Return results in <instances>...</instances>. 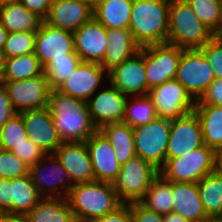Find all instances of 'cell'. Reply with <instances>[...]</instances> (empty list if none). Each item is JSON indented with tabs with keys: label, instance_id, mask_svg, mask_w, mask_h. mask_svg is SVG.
Listing matches in <instances>:
<instances>
[{
	"label": "cell",
	"instance_id": "cell-25",
	"mask_svg": "<svg viewBox=\"0 0 222 222\" xmlns=\"http://www.w3.org/2000/svg\"><path fill=\"white\" fill-rule=\"evenodd\" d=\"M43 19L24 5L7 4L0 7V24L8 32H37Z\"/></svg>",
	"mask_w": 222,
	"mask_h": 222
},
{
	"label": "cell",
	"instance_id": "cell-7",
	"mask_svg": "<svg viewBox=\"0 0 222 222\" xmlns=\"http://www.w3.org/2000/svg\"><path fill=\"white\" fill-rule=\"evenodd\" d=\"M132 129L136 156L160 170L166 162L170 119L158 117L146 125Z\"/></svg>",
	"mask_w": 222,
	"mask_h": 222
},
{
	"label": "cell",
	"instance_id": "cell-38",
	"mask_svg": "<svg viewBox=\"0 0 222 222\" xmlns=\"http://www.w3.org/2000/svg\"><path fill=\"white\" fill-rule=\"evenodd\" d=\"M81 63L80 58H58L51 61L44 72L51 89H56Z\"/></svg>",
	"mask_w": 222,
	"mask_h": 222
},
{
	"label": "cell",
	"instance_id": "cell-11",
	"mask_svg": "<svg viewBox=\"0 0 222 222\" xmlns=\"http://www.w3.org/2000/svg\"><path fill=\"white\" fill-rule=\"evenodd\" d=\"M13 108L17 113L47 107L50 93L45 72L19 81H3Z\"/></svg>",
	"mask_w": 222,
	"mask_h": 222
},
{
	"label": "cell",
	"instance_id": "cell-37",
	"mask_svg": "<svg viewBox=\"0 0 222 222\" xmlns=\"http://www.w3.org/2000/svg\"><path fill=\"white\" fill-rule=\"evenodd\" d=\"M37 32L8 33L5 46L2 50L3 58H11L34 53L35 36Z\"/></svg>",
	"mask_w": 222,
	"mask_h": 222
},
{
	"label": "cell",
	"instance_id": "cell-23",
	"mask_svg": "<svg viewBox=\"0 0 222 222\" xmlns=\"http://www.w3.org/2000/svg\"><path fill=\"white\" fill-rule=\"evenodd\" d=\"M173 213L189 222H208L197 183L172 182Z\"/></svg>",
	"mask_w": 222,
	"mask_h": 222
},
{
	"label": "cell",
	"instance_id": "cell-50",
	"mask_svg": "<svg viewBox=\"0 0 222 222\" xmlns=\"http://www.w3.org/2000/svg\"><path fill=\"white\" fill-rule=\"evenodd\" d=\"M215 171L222 175V148L216 150Z\"/></svg>",
	"mask_w": 222,
	"mask_h": 222
},
{
	"label": "cell",
	"instance_id": "cell-22",
	"mask_svg": "<svg viewBox=\"0 0 222 222\" xmlns=\"http://www.w3.org/2000/svg\"><path fill=\"white\" fill-rule=\"evenodd\" d=\"M92 18L93 10L82 0H52L44 22L73 33Z\"/></svg>",
	"mask_w": 222,
	"mask_h": 222
},
{
	"label": "cell",
	"instance_id": "cell-4",
	"mask_svg": "<svg viewBox=\"0 0 222 222\" xmlns=\"http://www.w3.org/2000/svg\"><path fill=\"white\" fill-rule=\"evenodd\" d=\"M213 37L186 0H170L167 43L184 50L201 49Z\"/></svg>",
	"mask_w": 222,
	"mask_h": 222
},
{
	"label": "cell",
	"instance_id": "cell-29",
	"mask_svg": "<svg viewBox=\"0 0 222 222\" xmlns=\"http://www.w3.org/2000/svg\"><path fill=\"white\" fill-rule=\"evenodd\" d=\"M133 0H105L94 11L93 18L106 29L128 28Z\"/></svg>",
	"mask_w": 222,
	"mask_h": 222
},
{
	"label": "cell",
	"instance_id": "cell-5",
	"mask_svg": "<svg viewBox=\"0 0 222 222\" xmlns=\"http://www.w3.org/2000/svg\"><path fill=\"white\" fill-rule=\"evenodd\" d=\"M215 157L216 151L204 144L180 157L166 158L159 174L171 182L198 183L215 171Z\"/></svg>",
	"mask_w": 222,
	"mask_h": 222
},
{
	"label": "cell",
	"instance_id": "cell-43",
	"mask_svg": "<svg viewBox=\"0 0 222 222\" xmlns=\"http://www.w3.org/2000/svg\"><path fill=\"white\" fill-rule=\"evenodd\" d=\"M196 105L222 106V79H215L204 95L196 101Z\"/></svg>",
	"mask_w": 222,
	"mask_h": 222
},
{
	"label": "cell",
	"instance_id": "cell-19",
	"mask_svg": "<svg viewBox=\"0 0 222 222\" xmlns=\"http://www.w3.org/2000/svg\"><path fill=\"white\" fill-rule=\"evenodd\" d=\"M107 29L94 18L73 32L74 49L82 62L101 64L106 56Z\"/></svg>",
	"mask_w": 222,
	"mask_h": 222
},
{
	"label": "cell",
	"instance_id": "cell-31",
	"mask_svg": "<svg viewBox=\"0 0 222 222\" xmlns=\"http://www.w3.org/2000/svg\"><path fill=\"white\" fill-rule=\"evenodd\" d=\"M172 182L158 174L140 203L160 215L173 212Z\"/></svg>",
	"mask_w": 222,
	"mask_h": 222
},
{
	"label": "cell",
	"instance_id": "cell-2",
	"mask_svg": "<svg viewBox=\"0 0 222 222\" xmlns=\"http://www.w3.org/2000/svg\"><path fill=\"white\" fill-rule=\"evenodd\" d=\"M170 0H133L128 29L140 46L168 41Z\"/></svg>",
	"mask_w": 222,
	"mask_h": 222
},
{
	"label": "cell",
	"instance_id": "cell-55",
	"mask_svg": "<svg viewBox=\"0 0 222 222\" xmlns=\"http://www.w3.org/2000/svg\"><path fill=\"white\" fill-rule=\"evenodd\" d=\"M3 63H4V58L2 52H0V73H2L3 71Z\"/></svg>",
	"mask_w": 222,
	"mask_h": 222
},
{
	"label": "cell",
	"instance_id": "cell-35",
	"mask_svg": "<svg viewBox=\"0 0 222 222\" xmlns=\"http://www.w3.org/2000/svg\"><path fill=\"white\" fill-rule=\"evenodd\" d=\"M199 20L213 33L222 25V8L218 0H186Z\"/></svg>",
	"mask_w": 222,
	"mask_h": 222
},
{
	"label": "cell",
	"instance_id": "cell-30",
	"mask_svg": "<svg viewBox=\"0 0 222 222\" xmlns=\"http://www.w3.org/2000/svg\"><path fill=\"white\" fill-rule=\"evenodd\" d=\"M43 198L34 185L30 174L11 179L13 214L25 216Z\"/></svg>",
	"mask_w": 222,
	"mask_h": 222
},
{
	"label": "cell",
	"instance_id": "cell-56",
	"mask_svg": "<svg viewBox=\"0 0 222 222\" xmlns=\"http://www.w3.org/2000/svg\"><path fill=\"white\" fill-rule=\"evenodd\" d=\"M3 86V76L2 73H0V88Z\"/></svg>",
	"mask_w": 222,
	"mask_h": 222
},
{
	"label": "cell",
	"instance_id": "cell-28",
	"mask_svg": "<svg viewBox=\"0 0 222 222\" xmlns=\"http://www.w3.org/2000/svg\"><path fill=\"white\" fill-rule=\"evenodd\" d=\"M201 127L204 144L213 150L222 148V106L195 105Z\"/></svg>",
	"mask_w": 222,
	"mask_h": 222
},
{
	"label": "cell",
	"instance_id": "cell-54",
	"mask_svg": "<svg viewBox=\"0 0 222 222\" xmlns=\"http://www.w3.org/2000/svg\"><path fill=\"white\" fill-rule=\"evenodd\" d=\"M214 38L217 39L222 44V25L220 28L214 33Z\"/></svg>",
	"mask_w": 222,
	"mask_h": 222
},
{
	"label": "cell",
	"instance_id": "cell-48",
	"mask_svg": "<svg viewBox=\"0 0 222 222\" xmlns=\"http://www.w3.org/2000/svg\"><path fill=\"white\" fill-rule=\"evenodd\" d=\"M0 222H27L25 216L14 215V214H2Z\"/></svg>",
	"mask_w": 222,
	"mask_h": 222
},
{
	"label": "cell",
	"instance_id": "cell-36",
	"mask_svg": "<svg viewBox=\"0 0 222 222\" xmlns=\"http://www.w3.org/2000/svg\"><path fill=\"white\" fill-rule=\"evenodd\" d=\"M27 137L23 118L20 113H17L0 128V148L12 151Z\"/></svg>",
	"mask_w": 222,
	"mask_h": 222
},
{
	"label": "cell",
	"instance_id": "cell-15",
	"mask_svg": "<svg viewBox=\"0 0 222 222\" xmlns=\"http://www.w3.org/2000/svg\"><path fill=\"white\" fill-rule=\"evenodd\" d=\"M204 145L202 127L195 111L170 120L166 158H177Z\"/></svg>",
	"mask_w": 222,
	"mask_h": 222
},
{
	"label": "cell",
	"instance_id": "cell-46",
	"mask_svg": "<svg viewBox=\"0 0 222 222\" xmlns=\"http://www.w3.org/2000/svg\"><path fill=\"white\" fill-rule=\"evenodd\" d=\"M17 112L12 106L4 86L0 88V128L6 124Z\"/></svg>",
	"mask_w": 222,
	"mask_h": 222
},
{
	"label": "cell",
	"instance_id": "cell-10",
	"mask_svg": "<svg viewBox=\"0 0 222 222\" xmlns=\"http://www.w3.org/2000/svg\"><path fill=\"white\" fill-rule=\"evenodd\" d=\"M183 50L169 43L145 46L148 92L150 89L176 77Z\"/></svg>",
	"mask_w": 222,
	"mask_h": 222
},
{
	"label": "cell",
	"instance_id": "cell-26",
	"mask_svg": "<svg viewBox=\"0 0 222 222\" xmlns=\"http://www.w3.org/2000/svg\"><path fill=\"white\" fill-rule=\"evenodd\" d=\"M27 222H74L75 216L66 198L43 197L25 215Z\"/></svg>",
	"mask_w": 222,
	"mask_h": 222
},
{
	"label": "cell",
	"instance_id": "cell-42",
	"mask_svg": "<svg viewBox=\"0 0 222 222\" xmlns=\"http://www.w3.org/2000/svg\"><path fill=\"white\" fill-rule=\"evenodd\" d=\"M132 222H163V215L147 209L140 202L130 203Z\"/></svg>",
	"mask_w": 222,
	"mask_h": 222
},
{
	"label": "cell",
	"instance_id": "cell-33",
	"mask_svg": "<svg viewBox=\"0 0 222 222\" xmlns=\"http://www.w3.org/2000/svg\"><path fill=\"white\" fill-rule=\"evenodd\" d=\"M44 73V68L34 53L4 59L3 81H19Z\"/></svg>",
	"mask_w": 222,
	"mask_h": 222
},
{
	"label": "cell",
	"instance_id": "cell-44",
	"mask_svg": "<svg viewBox=\"0 0 222 222\" xmlns=\"http://www.w3.org/2000/svg\"><path fill=\"white\" fill-rule=\"evenodd\" d=\"M92 222H132L130 203H122L114 211L91 220Z\"/></svg>",
	"mask_w": 222,
	"mask_h": 222
},
{
	"label": "cell",
	"instance_id": "cell-20",
	"mask_svg": "<svg viewBox=\"0 0 222 222\" xmlns=\"http://www.w3.org/2000/svg\"><path fill=\"white\" fill-rule=\"evenodd\" d=\"M127 96L110 84L107 89L93 95L88 101L92 122L97 130L107 124L123 122Z\"/></svg>",
	"mask_w": 222,
	"mask_h": 222
},
{
	"label": "cell",
	"instance_id": "cell-52",
	"mask_svg": "<svg viewBox=\"0 0 222 222\" xmlns=\"http://www.w3.org/2000/svg\"><path fill=\"white\" fill-rule=\"evenodd\" d=\"M91 10H95L105 0H82Z\"/></svg>",
	"mask_w": 222,
	"mask_h": 222
},
{
	"label": "cell",
	"instance_id": "cell-51",
	"mask_svg": "<svg viewBox=\"0 0 222 222\" xmlns=\"http://www.w3.org/2000/svg\"><path fill=\"white\" fill-rule=\"evenodd\" d=\"M8 32L0 24V52H2L7 40Z\"/></svg>",
	"mask_w": 222,
	"mask_h": 222
},
{
	"label": "cell",
	"instance_id": "cell-27",
	"mask_svg": "<svg viewBox=\"0 0 222 222\" xmlns=\"http://www.w3.org/2000/svg\"><path fill=\"white\" fill-rule=\"evenodd\" d=\"M109 140L120 165L136 156L133 129L125 122L107 124L99 129Z\"/></svg>",
	"mask_w": 222,
	"mask_h": 222
},
{
	"label": "cell",
	"instance_id": "cell-53",
	"mask_svg": "<svg viewBox=\"0 0 222 222\" xmlns=\"http://www.w3.org/2000/svg\"><path fill=\"white\" fill-rule=\"evenodd\" d=\"M21 0H0V7L7 4H19Z\"/></svg>",
	"mask_w": 222,
	"mask_h": 222
},
{
	"label": "cell",
	"instance_id": "cell-18",
	"mask_svg": "<svg viewBox=\"0 0 222 222\" xmlns=\"http://www.w3.org/2000/svg\"><path fill=\"white\" fill-rule=\"evenodd\" d=\"M27 135L45 154H53L62 144L48 108L20 113Z\"/></svg>",
	"mask_w": 222,
	"mask_h": 222
},
{
	"label": "cell",
	"instance_id": "cell-8",
	"mask_svg": "<svg viewBox=\"0 0 222 222\" xmlns=\"http://www.w3.org/2000/svg\"><path fill=\"white\" fill-rule=\"evenodd\" d=\"M175 79L198 101L215 80L214 73L199 49L183 50Z\"/></svg>",
	"mask_w": 222,
	"mask_h": 222
},
{
	"label": "cell",
	"instance_id": "cell-49",
	"mask_svg": "<svg viewBox=\"0 0 222 222\" xmlns=\"http://www.w3.org/2000/svg\"><path fill=\"white\" fill-rule=\"evenodd\" d=\"M163 222H189V221L185 220L179 214L171 212L169 214L163 215Z\"/></svg>",
	"mask_w": 222,
	"mask_h": 222
},
{
	"label": "cell",
	"instance_id": "cell-16",
	"mask_svg": "<svg viewBox=\"0 0 222 222\" xmlns=\"http://www.w3.org/2000/svg\"><path fill=\"white\" fill-rule=\"evenodd\" d=\"M53 154L68 172L74 185L96 181L86 142L62 143Z\"/></svg>",
	"mask_w": 222,
	"mask_h": 222
},
{
	"label": "cell",
	"instance_id": "cell-57",
	"mask_svg": "<svg viewBox=\"0 0 222 222\" xmlns=\"http://www.w3.org/2000/svg\"><path fill=\"white\" fill-rule=\"evenodd\" d=\"M74 222H92V221L75 219Z\"/></svg>",
	"mask_w": 222,
	"mask_h": 222
},
{
	"label": "cell",
	"instance_id": "cell-14",
	"mask_svg": "<svg viewBox=\"0 0 222 222\" xmlns=\"http://www.w3.org/2000/svg\"><path fill=\"white\" fill-rule=\"evenodd\" d=\"M109 83L125 96L148 95L145 69V46L133 57L112 68L107 75Z\"/></svg>",
	"mask_w": 222,
	"mask_h": 222
},
{
	"label": "cell",
	"instance_id": "cell-13",
	"mask_svg": "<svg viewBox=\"0 0 222 222\" xmlns=\"http://www.w3.org/2000/svg\"><path fill=\"white\" fill-rule=\"evenodd\" d=\"M47 163L50 167H48L49 165L46 166ZM45 172L49 176H47V173L44 175ZM29 174L39 193L45 198H66L74 186L68 172L61 166V163L54 154H46L41 160L30 167ZM59 186L62 187L60 189L61 194L58 191Z\"/></svg>",
	"mask_w": 222,
	"mask_h": 222
},
{
	"label": "cell",
	"instance_id": "cell-9",
	"mask_svg": "<svg viewBox=\"0 0 222 222\" xmlns=\"http://www.w3.org/2000/svg\"><path fill=\"white\" fill-rule=\"evenodd\" d=\"M159 118L176 119L193 112L196 101L175 78L148 92Z\"/></svg>",
	"mask_w": 222,
	"mask_h": 222
},
{
	"label": "cell",
	"instance_id": "cell-1",
	"mask_svg": "<svg viewBox=\"0 0 222 222\" xmlns=\"http://www.w3.org/2000/svg\"><path fill=\"white\" fill-rule=\"evenodd\" d=\"M47 108L62 143L85 142L97 131L85 101L51 89Z\"/></svg>",
	"mask_w": 222,
	"mask_h": 222
},
{
	"label": "cell",
	"instance_id": "cell-45",
	"mask_svg": "<svg viewBox=\"0 0 222 222\" xmlns=\"http://www.w3.org/2000/svg\"><path fill=\"white\" fill-rule=\"evenodd\" d=\"M0 212L2 214H13L11 179L0 178Z\"/></svg>",
	"mask_w": 222,
	"mask_h": 222
},
{
	"label": "cell",
	"instance_id": "cell-12",
	"mask_svg": "<svg viewBox=\"0 0 222 222\" xmlns=\"http://www.w3.org/2000/svg\"><path fill=\"white\" fill-rule=\"evenodd\" d=\"M34 54L43 68L58 58H80L74 49L73 33L44 21L35 36Z\"/></svg>",
	"mask_w": 222,
	"mask_h": 222
},
{
	"label": "cell",
	"instance_id": "cell-24",
	"mask_svg": "<svg viewBox=\"0 0 222 222\" xmlns=\"http://www.w3.org/2000/svg\"><path fill=\"white\" fill-rule=\"evenodd\" d=\"M106 37V56L100 65L107 72L139 52L140 46L128 28L107 29Z\"/></svg>",
	"mask_w": 222,
	"mask_h": 222
},
{
	"label": "cell",
	"instance_id": "cell-41",
	"mask_svg": "<svg viewBox=\"0 0 222 222\" xmlns=\"http://www.w3.org/2000/svg\"><path fill=\"white\" fill-rule=\"evenodd\" d=\"M12 152L29 167L46 155L29 137L25 138L24 142L16 146Z\"/></svg>",
	"mask_w": 222,
	"mask_h": 222
},
{
	"label": "cell",
	"instance_id": "cell-34",
	"mask_svg": "<svg viewBox=\"0 0 222 222\" xmlns=\"http://www.w3.org/2000/svg\"><path fill=\"white\" fill-rule=\"evenodd\" d=\"M126 99L123 122L130 127L146 125L158 118L156 109L148 95L133 96L132 101Z\"/></svg>",
	"mask_w": 222,
	"mask_h": 222
},
{
	"label": "cell",
	"instance_id": "cell-3",
	"mask_svg": "<svg viewBox=\"0 0 222 222\" xmlns=\"http://www.w3.org/2000/svg\"><path fill=\"white\" fill-rule=\"evenodd\" d=\"M66 199L75 219L89 221L114 211L122 204L113 184L102 181L75 184Z\"/></svg>",
	"mask_w": 222,
	"mask_h": 222
},
{
	"label": "cell",
	"instance_id": "cell-32",
	"mask_svg": "<svg viewBox=\"0 0 222 222\" xmlns=\"http://www.w3.org/2000/svg\"><path fill=\"white\" fill-rule=\"evenodd\" d=\"M197 185L206 215L210 219H217L222 214V175L214 171Z\"/></svg>",
	"mask_w": 222,
	"mask_h": 222
},
{
	"label": "cell",
	"instance_id": "cell-6",
	"mask_svg": "<svg viewBox=\"0 0 222 222\" xmlns=\"http://www.w3.org/2000/svg\"><path fill=\"white\" fill-rule=\"evenodd\" d=\"M159 174L148 161L135 156L121 165L113 187L121 203L140 202L149 189L153 179Z\"/></svg>",
	"mask_w": 222,
	"mask_h": 222
},
{
	"label": "cell",
	"instance_id": "cell-39",
	"mask_svg": "<svg viewBox=\"0 0 222 222\" xmlns=\"http://www.w3.org/2000/svg\"><path fill=\"white\" fill-rule=\"evenodd\" d=\"M30 167L12 151L0 148V178L12 179L29 174Z\"/></svg>",
	"mask_w": 222,
	"mask_h": 222
},
{
	"label": "cell",
	"instance_id": "cell-47",
	"mask_svg": "<svg viewBox=\"0 0 222 222\" xmlns=\"http://www.w3.org/2000/svg\"><path fill=\"white\" fill-rule=\"evenodd\" d=\"M21 4L44 20L48 15L52 0H21Z\"/></svg>",
	"mask_w": 222,
	"mask_h": 222
},
{
	"label": "cell",
	"instance_id": "cell-21",
	"mask_svg": "<svg viewBox=\"0 0 222 222\" xmlns=\"http://www.w3.org/2000/svg\"><path fill=\"white\" fill-rule=\"evenodd\" d=\"M85 142L96 181L113 183L119 174L121 165L118 163L109 140L100 130H97Z\"/></svg>",
	"mask_w": 222,
	"mask_h": 222
},
{
	"label": "cell",
	"instance_id": "cell-58",
	"mask_svg": "<svg viewBox=\"0 0 222 222\" xmlns=\"http://www.w3.org/2000/svg\"><path fill=\"white\" fill-rule=\"evenodd\" d=\"M208 222H221V221L216 220V219H211V220H210V221H208Z\"/></svg>",
	"mask_w": 222,
	"mask_h": 222
},
{
	"label": "cell",
	"instance_id": "cell-17",
	"mask_svg": "<svg viewBox=\"0 0 222 222\" xmlns=\"http://www.w3.org/2000/svg\"><path fill=\"white\" fill-rule=\"evenodd\" d=\"M108 74L99 63L82 62L56 90L76 99L87 102L100 86L103 77Z\"/></svg>",
	"mask_w": 222,
	"mask_h": 222
},
{
	"label": "cell",
	"instance_id": "cell-40",
	"mask_svg": "<svg viewBox=\"0 0 222 222\" xmlns=\"http://www.w3.org/2000/svg\"><path fill=\"white\" fill-rule=\"evenodd\" d=\"M208 61L214 78L222 79V44L214 37L199 49Z\"/></svg>",
	"mask_w": 222,
	"mask_h": 222
}]
</instances>
